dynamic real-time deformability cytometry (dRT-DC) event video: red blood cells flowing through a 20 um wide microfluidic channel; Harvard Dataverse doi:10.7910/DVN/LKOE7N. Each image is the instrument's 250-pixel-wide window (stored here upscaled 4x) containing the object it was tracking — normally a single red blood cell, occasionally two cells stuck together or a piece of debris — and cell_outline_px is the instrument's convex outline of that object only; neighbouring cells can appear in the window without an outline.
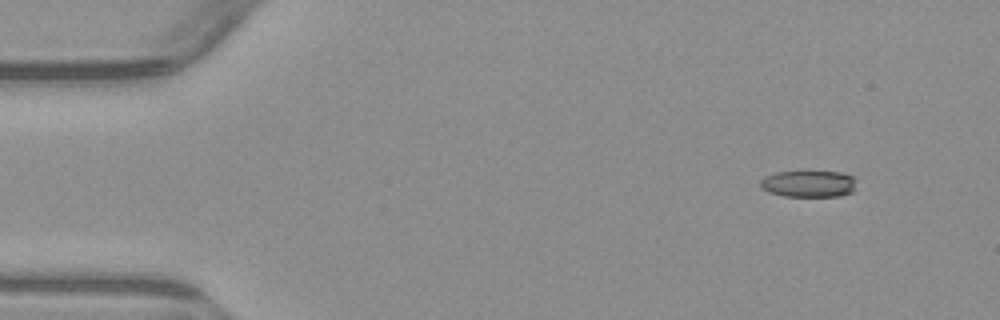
{"species": "common noctule bat (a hibernating species)", "species_latin": "Nyctalus noctula", "temperature_condition": "warm", "stored_images_in_passage": 4, "camera_frame_rate_fps": 3000, "um_per_image_px": 0.085, "animal": {"sex": "male", "body_mass_g": 23.1, "forearm_length_mm": 52.7}, "frame": {"image": 1, "passage_image": 1, "time_ms": 0.0, "image_size_px": [1000, 320], "cell_outline_px": [[856, 180], [852, 192], [840, 196], [784, 196], [768, 192], [760, 188], [760, 180], [764, 176], [776, 172], [840, 172], [856, 176]], "centroid_in_image_um": [68.73, 15.62], "position_along_channel_um": 16.3, "area_um2": 15.03}}
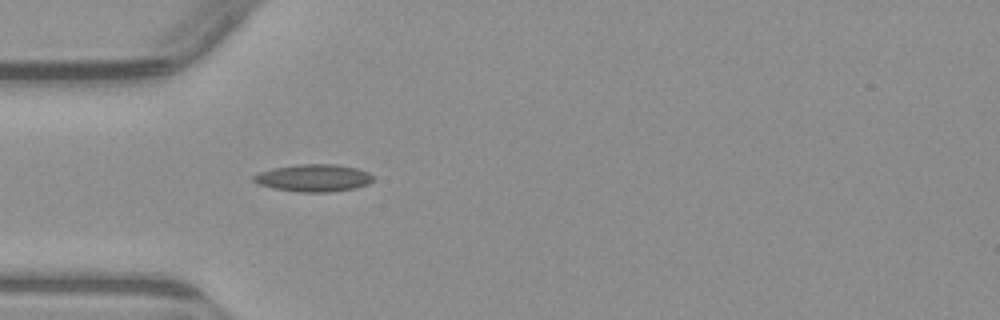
{"frame": {"image": 2, "passage_image": 4, "time_ms": 3.667, "image_size_px": [1000, 320], "cell_outline_px": [[372, 180], [368, 184], [356, 188], [328, 192], [300, 192], [272, 188], [256, 184], [252, 180], [252, 176], [260, 172], [272, 168], [296, 164], [336, 164], [356, 168], [368, 172], [372, 176]], "centroid_in_image_um": [26.61, 15.12], "position_along_channel_um": 58.4, "area_um2": 19.13}}